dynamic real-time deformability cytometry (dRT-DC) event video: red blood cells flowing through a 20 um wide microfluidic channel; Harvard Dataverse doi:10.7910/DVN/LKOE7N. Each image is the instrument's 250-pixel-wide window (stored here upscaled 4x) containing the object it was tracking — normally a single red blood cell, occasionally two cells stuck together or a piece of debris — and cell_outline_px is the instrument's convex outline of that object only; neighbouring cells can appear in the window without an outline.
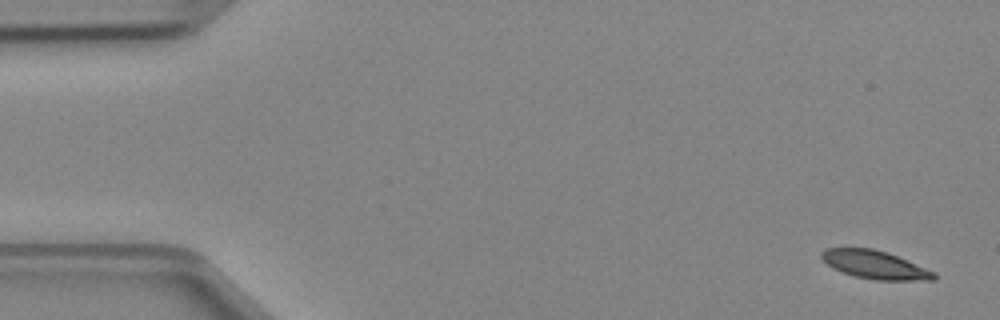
{"species": "Egyptian fruit bat (a non-hibernating species)", "species_latin": "Rousettus aegyptiacus", "temperature_condition": "cold", "stored_images_in_passage": 4, "camera_frame_rate_fps": 3000, "um_per_image_px": 0.085, "animal": {"sex": "female"}, "frame": {"image": 1, "passage_image": 1, "time_ms": 0.0, "image_size_px": [1000, 320], "cell_outline_px": [[936, 280], [876, 280], [856, 276], [832, 268], [820, 256], [820, 252], [828, 248], [872, 248], [888, 252], [936, 272]], "centroid_in_image_um": [74.39, 22.5], "position_along_channel_um": 10.6, "area_um2": 18.38}}
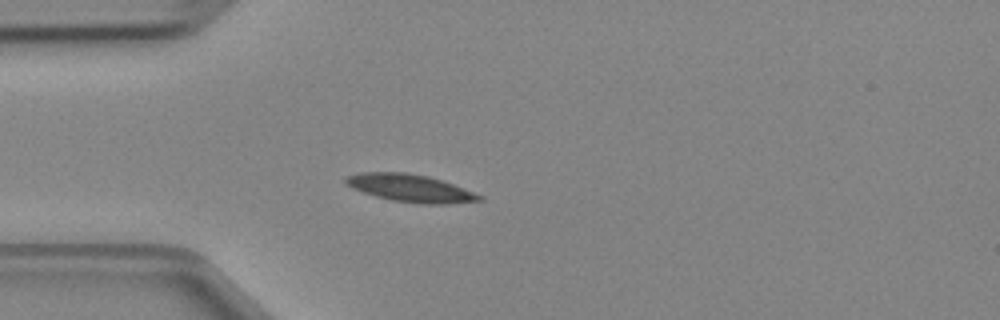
{"frame": {"image": 2, "passage_image": 4, "time_ms": 1.0, "image_size_px": [1000, 320], "cell_outline_px": [[484, 200], [448, 204], [420, 204], [392, 200], [376, 196], [352, 188], [344, 184], [344, 176], [360, 172], [408, 172], [428, 176], [444, 180], [484, 196]], "centroid_in_image_um": [34.89, 15.98], "position_along_channel_um": 50.1, "area_um2": 21.79}}